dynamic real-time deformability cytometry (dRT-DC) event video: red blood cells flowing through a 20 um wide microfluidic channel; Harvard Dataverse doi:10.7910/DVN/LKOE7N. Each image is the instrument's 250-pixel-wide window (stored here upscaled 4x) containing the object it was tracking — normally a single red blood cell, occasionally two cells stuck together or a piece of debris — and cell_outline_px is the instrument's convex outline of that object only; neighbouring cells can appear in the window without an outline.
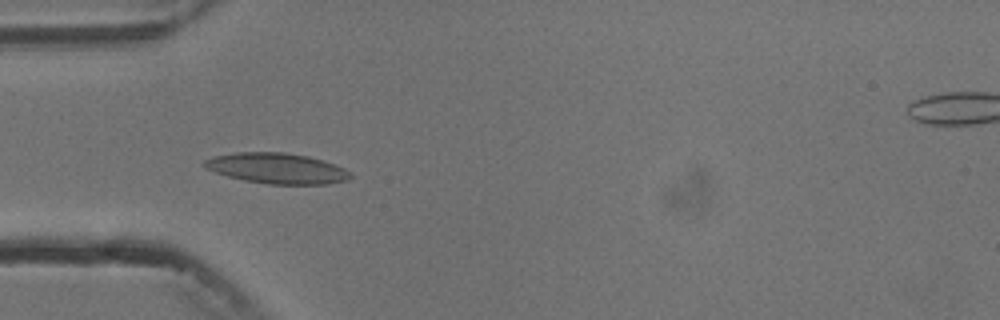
{"species": "common noctule bat (a hibernating species)", "species_latin": "Nyctalus noctula", "temperature_condition": "cold", "stored_images_in_passage": 5, "camera_frame_rate_fps": 3000, "um_per_image_px": 0.085, "animal": {"sex": "male", "body_mass_g": 13.3}, "frame": {"image": 1, "passage_image": 4, "time_ms": 3.667, "image_size_px": [1000, 320], "cell_outline_px": [[352, 176], [348, 180], [328, 184], [268, 184], [244, 180], [228, 176], [204, 168], [200, 164], [204, 160], [212, 156], [236, 152], [284, 152], [308, 156], [324, 160], [344, 168], [352, 172]], "centroid_in_image_um": [23.53, 14.3], "position_along_channel_um": 61.5, "area_um2": 26.24}}
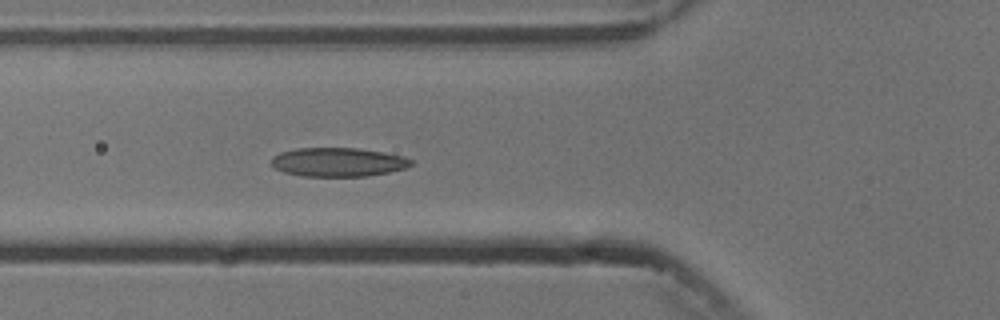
{"frame": {"image": 2, "passage_image": 5, "time_ms": 4.667, "image_size_px": [1000, 320], "cell_outline_px": [[412, 164], [404, 168], [388, 172], [364, 176], [304, 176], [284, 172], [276, 168], [272, 164], [272, 156], [280, 152], [296, 148], [356, 148], [384, 152], [404, 156], [412, 160]], "centroid_in_image_um": [28.72, 13.77], "position_along_channel_um": 97.1, "area_um2": 23.35}}